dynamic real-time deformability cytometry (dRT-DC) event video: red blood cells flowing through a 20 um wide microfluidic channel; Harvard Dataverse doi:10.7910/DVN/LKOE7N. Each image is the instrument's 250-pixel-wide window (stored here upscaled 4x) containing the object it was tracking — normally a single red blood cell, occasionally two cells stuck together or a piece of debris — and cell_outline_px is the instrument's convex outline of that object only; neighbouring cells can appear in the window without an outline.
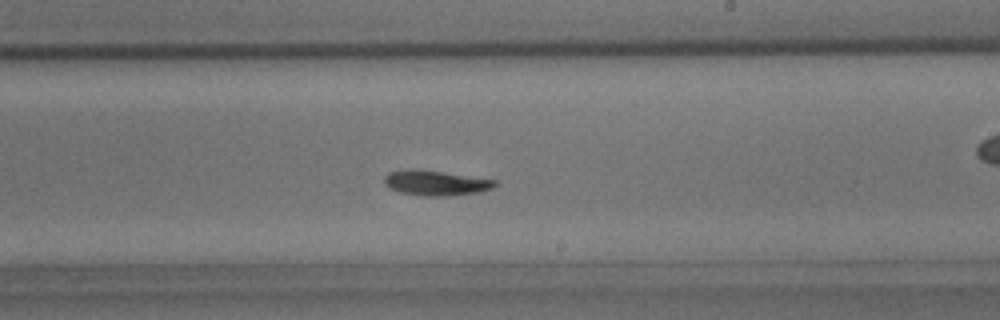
{"species": "common noctule bat (a hibernating species)", "species_latin": "Nyctalus noctula", "temperature_condition": "room temperature", "stored_images_in_passage": 47, "camera_frame_rate_fps": 3000, "um_per_image_px": 0.085, "animal": {"sex": "male", "body_mass_g": 15.6}, "frame": {"image": 1, "passage_image": 27, "time_ms": 8.667, "image_size_px": [1000, 320], "cell_outline_px": [[496, 184], [492, 188], [480, 192], [448, 196], [420, 196], [400, 192], [384, 184], [384, 176], [388, 172], [404, 168], [416, 168], [444, 172], [496, 180]], "centroid_in_image_um": [36.99, 15.53], "position_along_channel_um": 252.0, "area_um2": 16.36}}